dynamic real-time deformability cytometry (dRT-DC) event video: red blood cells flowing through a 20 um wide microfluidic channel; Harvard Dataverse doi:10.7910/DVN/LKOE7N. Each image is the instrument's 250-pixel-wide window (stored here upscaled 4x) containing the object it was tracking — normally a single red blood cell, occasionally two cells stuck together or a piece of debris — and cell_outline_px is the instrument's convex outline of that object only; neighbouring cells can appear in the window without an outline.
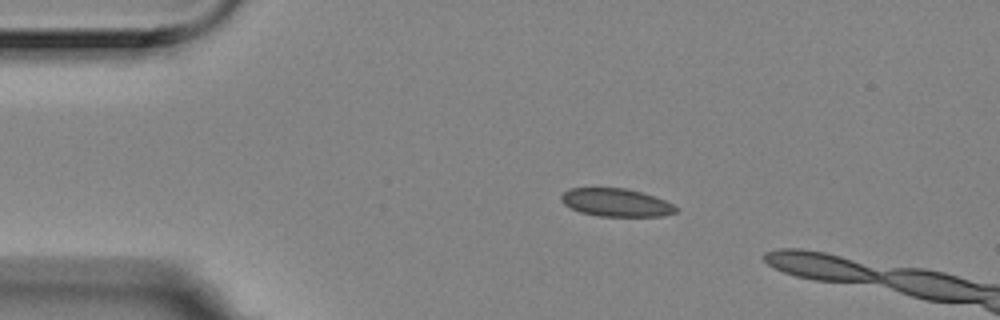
{"species": "Egyptian fruit bat (a non-hibernating species)", "species_latin": "Rousettus aegyptiacus", "temperature_condition": "room temperature", "stored_images_in_passage": 7, "camera_frame_rate_fps": 3000, "um_per_image_px": 0.085, "animal": {"sex": "female"}, "frame": {"image": 1, "passage_image": 1, "time_ms": 0.0, "image_size_px": [1000, 320], "cell_outline_px": [[676, 212], [664, 216], [600, 216], [580, 212], [564, 204], [560, 200], [560, 196], [568, 188], [628, 188], [664, 200], [672, 204], [676, 208]], "centroid_in_image_um": [52.33, 17.21], "position_along_channel_um": 32.7, "area_um2": 18.55}}